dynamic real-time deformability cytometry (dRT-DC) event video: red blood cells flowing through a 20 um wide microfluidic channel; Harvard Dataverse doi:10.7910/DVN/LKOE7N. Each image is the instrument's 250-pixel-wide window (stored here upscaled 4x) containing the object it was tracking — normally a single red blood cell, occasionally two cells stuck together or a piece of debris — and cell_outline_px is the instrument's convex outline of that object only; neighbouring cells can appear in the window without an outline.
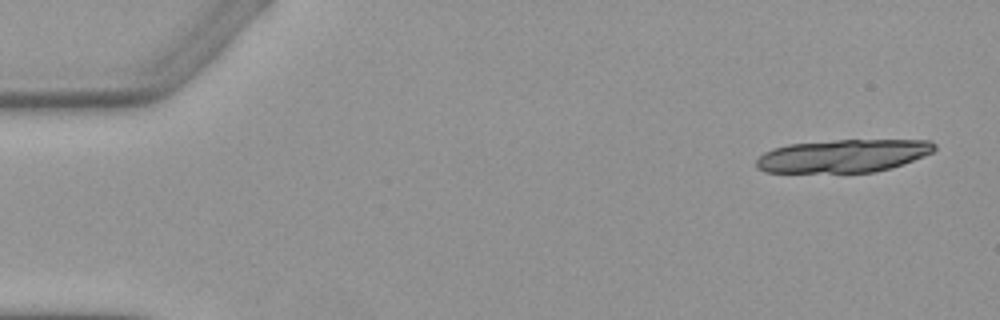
{"species": "Egyptian fruit bat (a non-hibernating species)", "species_latin": "Rousettus aegyptiacus", "temperature_condition": "warm", "stored_images_in_passage": 4, "camera_frame_rate_fps": 3000, "um_per_image_px": 0.085, "animal": {"sex": "female"}, "frame": {"image": 1, "passage_image": 1, "time_ms": 0.0, "image_size_px": [1000, 320], "cell_outline_px": [[936, 148], [932, 152], [912, 160], [876, 172], [764, 172], [756, 168], [756, 160], [764, 152], [772, 148], [788, 144], [836, 140], [928, 140], [936, 144]], "centroid_in_image_um": [71.62, 13.24], "position_along_channel_um": 13.4, "area_um2": 33.99}}